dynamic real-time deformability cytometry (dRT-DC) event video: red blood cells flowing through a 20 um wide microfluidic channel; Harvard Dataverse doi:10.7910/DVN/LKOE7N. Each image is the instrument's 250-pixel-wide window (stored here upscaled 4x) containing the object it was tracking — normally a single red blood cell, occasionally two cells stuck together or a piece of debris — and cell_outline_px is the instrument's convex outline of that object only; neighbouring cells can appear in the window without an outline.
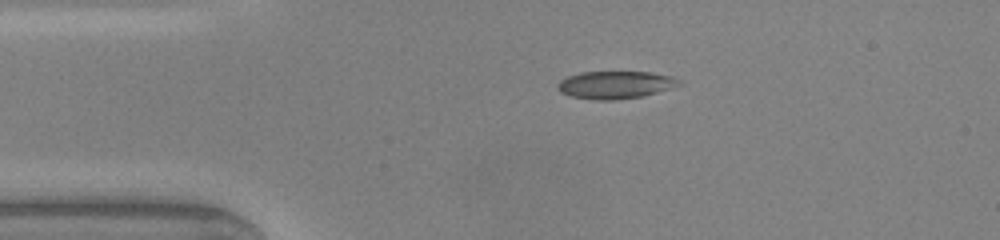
{"species": "common noctule bat (a hibernating species)", "species_latin": "Nyctalus noctula", "temperature_condition": "warm", "stored_images_in_passage": 40, "camera_frame_rate_fps": 3000, "um_per_image_px": 0.085, "animal": {"sex": "male", "body_mass_g": 20.0, "forearm_length_mm": 53.3}, "frame": {"image": 1, "passage_image": 1, "time_ms": 0.0, "image_size_px": [1000, 240], "cell_outline_px": [[684, 84], [672, 88], [640, 96], [612, 100], [596, 100], [572, 96], [560, 92], [556, 88], [556, 84], [560, 80], [568, 76], [580, 72], [648, 72], [672, 76], [680, 80]], "centroid_in_image_um": [52.29, 7.2], "position_along_channel_um": 32.7, "area_um2": 19.48}}
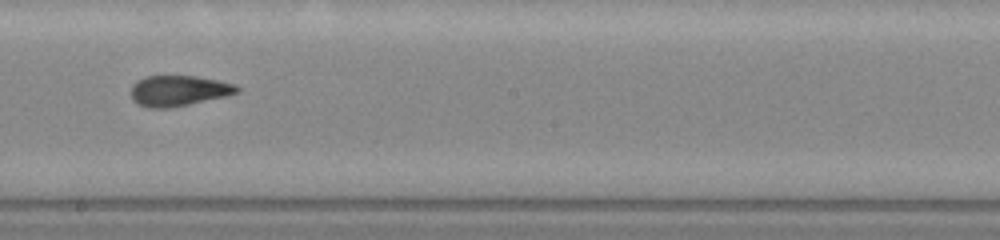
{"frame": {"image": 2, "passage_image": 18, "time_ms": 5.667, "image_size_px": [1000, 240], "cell_outline_px": [[240, 92], [224, 96], [188, 104], [168, 108], [148, 108], [136, 104], [132, 100], [132, 84], [136, 80], [144, 76], [196, 76], [236, 84], [240, 88]], "centroid_in_image_um": [15.15, 7.71], "position_along_channel_um": 233.1, "area_um2": 18.9}}
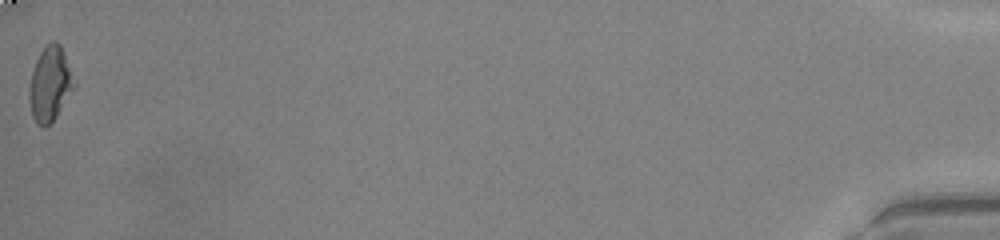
{"frame": {"image": 3, "passage_image": 40, "time_ms": 13.0, "image_size_px": [1000, 240], "cell_outline_px": [[76, 84], [56, 116], [44, 128], [36, 124], [32, 116], [28, 100], [28, 88], [32, 72], [36, 60], [40, 52], [52, 40], [56, 40], [60, 44]], "centroid_in_image_um": [4.21, 7.15], "position_along_channel_um": 431.0, "area_um2": 19.31}, "authors_computed_cell_mechanics": {"area_um2": 19.074, "velocity_mm_per_s": 4.1505, "shape_relaxation_time_tau1_ms": 3.6594, "shape_relaxation_time_tau2_ms": 1.3462, "deformation_change_tau1": 0.1686, "deformation_change_tau2": 0.0911}}